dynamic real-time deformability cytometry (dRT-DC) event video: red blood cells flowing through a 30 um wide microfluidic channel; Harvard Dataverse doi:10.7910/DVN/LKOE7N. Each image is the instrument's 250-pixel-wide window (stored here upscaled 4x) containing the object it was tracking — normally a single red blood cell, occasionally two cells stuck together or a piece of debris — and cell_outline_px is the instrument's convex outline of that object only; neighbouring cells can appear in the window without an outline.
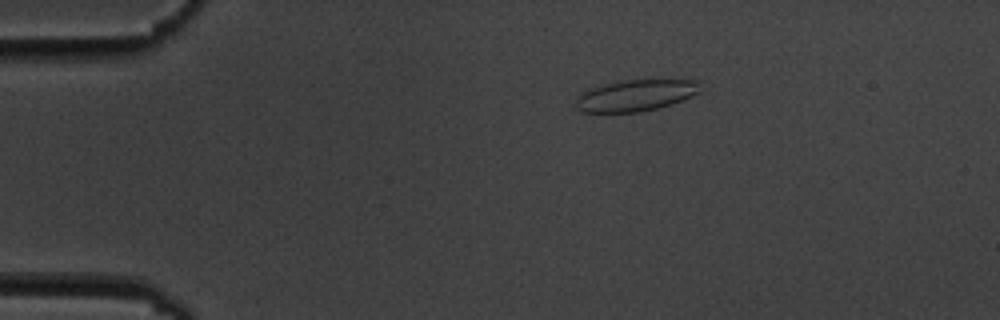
{"species": "common noctule bat (a hibernating species)", "species_latin": "Nyctalus noctula", "temperature_condition": "cold", "stored_images_in_passage": 7, "camera_frame_rate_fps": 3000, "um_per_image_px": 0.085, "animal": {"sex": "male", "body_mass_g": 19.5, "forearm_length_mm": 54.6}, "frame": {"image": 1, "passage_image": 3, "time_ms": 2.333, "image_size_px": [1000, 320], "cell_outline_px": [[700, 92], [692, 96], [672, 104], [660, 108], [640, 112], [580, 112], [576, 108], [576, 96], [580, 92], [588, 88], [604, 84], [624, 80], [700, 80]], "centroid_in_image_um": [54.0, 8.11], "position_along_channel_um": 31.0, "area_um2": 23.06}}
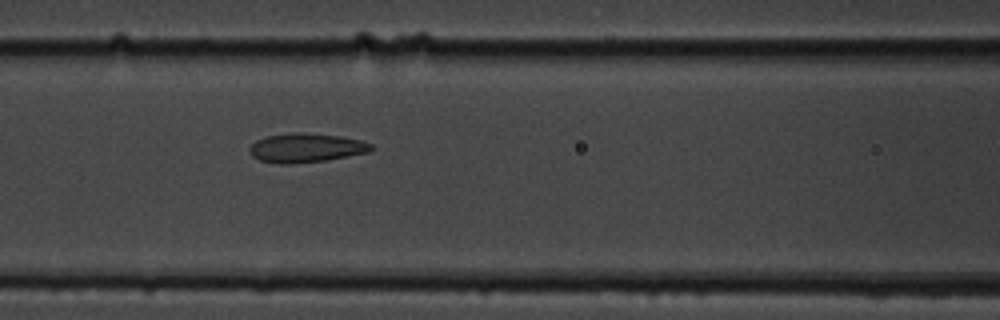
{"frame": {"image": 2, "passage_image": 7, "time_ms": 7.0, "image_size_px": [1000, 320], "cell_outline_px": [[376, 148], [368, 152], [328, 160], [288, 164], [280, 164], [260, 160], [252, 156], [248, 152], [248, 148], [256, 140], [264, 136], [292, 132], [300, 132], [340, 136], [360, 140], [372, 144]], "centroid_in_image_um": [25.99, 12.56], "position_along_channel_um": 140.6, "area_um2": 20.81}}